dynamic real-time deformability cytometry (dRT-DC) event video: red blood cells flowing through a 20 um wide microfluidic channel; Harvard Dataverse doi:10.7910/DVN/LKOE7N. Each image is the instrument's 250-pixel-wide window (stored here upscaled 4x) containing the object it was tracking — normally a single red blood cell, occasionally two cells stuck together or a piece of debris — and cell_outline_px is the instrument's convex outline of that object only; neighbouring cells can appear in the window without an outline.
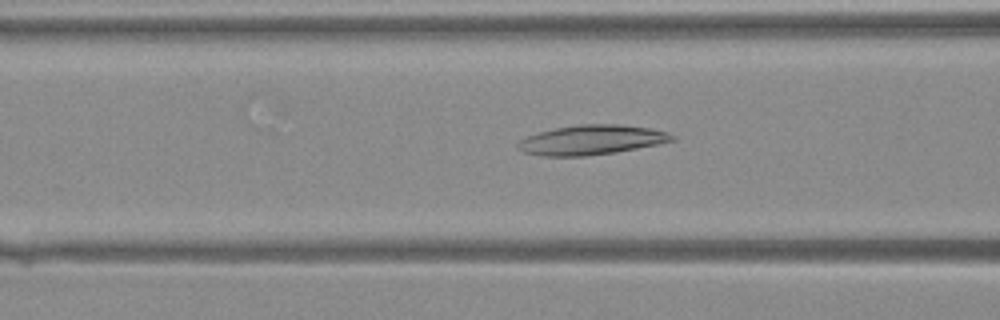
{"species": "Egyptian fruit bat (a non-hibernating species)", "species_latin": "Rousettus aegyptiacus", "temperature_condition": "warm", "stored_images_in_passage": 36, "camera_frame_rate_fps": 3000, "um_per_image_px": 0.085, "animal": {"sex": "female"}, "frame": {"image": 1, "passage_image": 5, "time_ms": 1.333, "image_size_px": [1000, 320], "cell_outline_px": [[676, 140], [636, 148], [612, 152], [584, 156], [544, 156], [524, 152], [516, 148], [516, 144], [520, 140], [528, 136], [540, 132], [556, 128], [580, 124], [620, 124], [652, 128], [668, 132], [676, 136]], "centroid_in_image_um": [50.29, 11.88], "position_along_channel_um": 116.3, "area_um2": 26.47}}
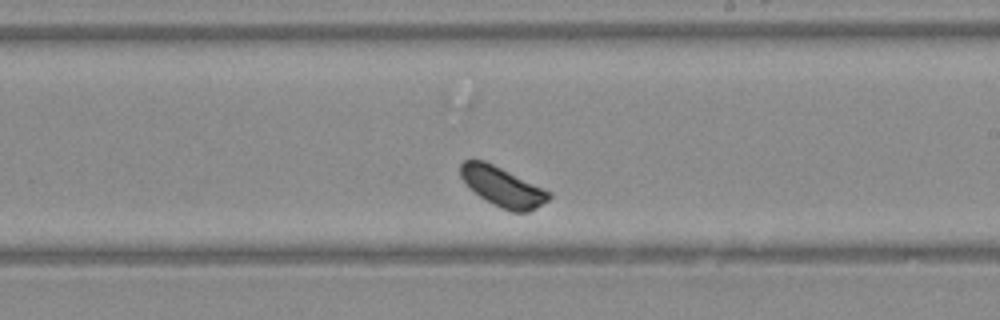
{"frame": {"image": 2, "passage_image": 14, "time_ms": 4.333, "image_size_px": [1000, 320], "cell_outline_px": [[552, 196], [548, 200], [536, 208], [528, 212], [512, 212], [500, 208], [492, 204], [480, 196], [460, 176], [460, 164], [464, 160], [484, 160], [552, 192]], "centroid_in_image_um": [42.75, 15.88], "position_along_channel_um": 246.3, "area_um2": 20.11}}
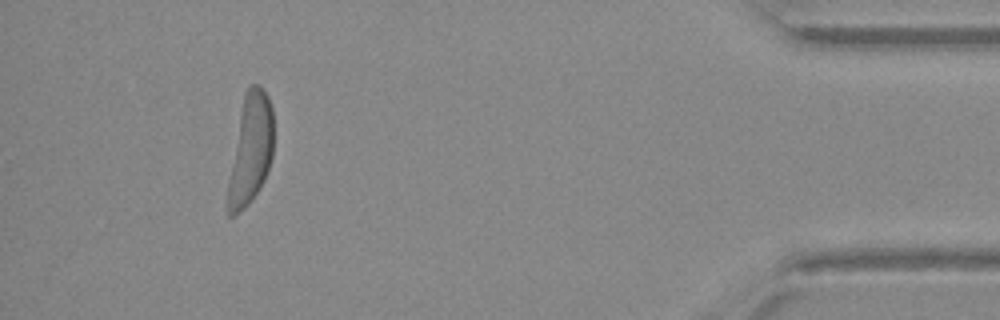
{"frame": {"image": 3, "passage_image": 32, "time_ms": 10.333, "image_size_px": [1000, 320], "cell_outline_px": [[272, 156], [268, 172], [260, 188], [248, 204], [244, 208], [228, 220], [228, 180], [244, 92], [252, 84], [256, 84], [268, 96], [272, 108]], "centroid_in_image_um": [21.29, 12.73], "position_along_channel_um": 413.9, "area_um2": 28.84}}